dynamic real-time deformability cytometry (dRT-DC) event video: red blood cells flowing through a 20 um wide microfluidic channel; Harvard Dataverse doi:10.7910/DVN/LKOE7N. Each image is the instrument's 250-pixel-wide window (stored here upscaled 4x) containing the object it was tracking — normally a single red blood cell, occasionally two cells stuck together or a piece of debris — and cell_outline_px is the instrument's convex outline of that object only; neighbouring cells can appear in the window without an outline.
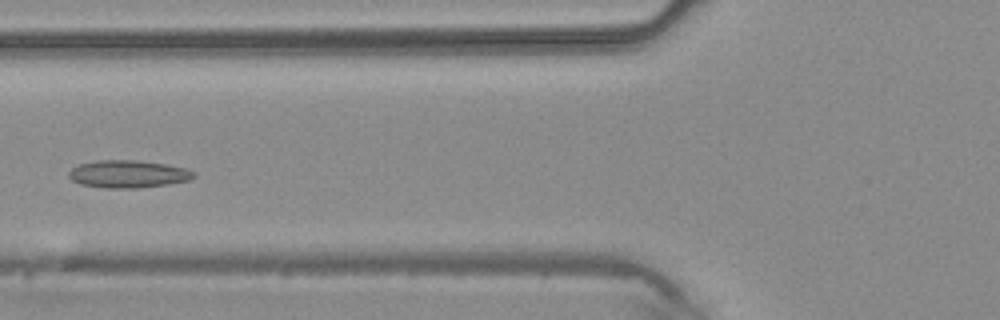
{"species": "common noctule bat (a hibernating species)", "species_latin": "Nyctalus noctula", "temperature_condition": "warm", "stored_images_in_passage": 10, "camera_frame_rate_fps": 3000, "um_per_image_px": 0.085, "animal": {"sex": "male", "body_mass_g": 20.4}, "frame": {"image": 1, "passage_image": 7, "time_ms": 2.0, "image_size_px": [1000, 320], "cell_outline_px": [[196, 176], [188, 180], [168, 184], [136, 188], [104, 188], [80, 184], [72, 180], [68, 176], [68, 172], [76, 164], [96, 160], [136, 160], [164, 164], [184, 168], [196, 172]], "centroid_in_image_um": [10.84, 14.79], "position_along_channel_um": 115.0, "area_um2": 20.11}}